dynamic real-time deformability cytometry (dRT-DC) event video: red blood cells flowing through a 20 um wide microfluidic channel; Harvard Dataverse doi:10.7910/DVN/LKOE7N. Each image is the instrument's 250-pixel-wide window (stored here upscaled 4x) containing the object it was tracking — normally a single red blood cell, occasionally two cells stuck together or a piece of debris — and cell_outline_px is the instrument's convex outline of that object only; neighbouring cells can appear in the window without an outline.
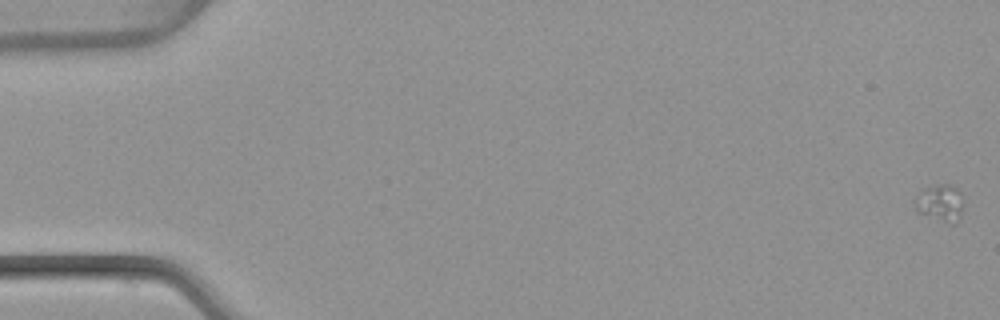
{"species": "common noctule bat (a hibernating species)", "species_latin": "Nyctalus noctula", "temperature_condition": "warm", "stored_images_in_passage": 14, "camera_frame_rate_fps": 3000, "um_per_image_px": 0.085, "animal": {"sex": "female", "body_mass_g": 22.7, "forearm_length_mm": 54.2}, "frame": {"image": 1, "passage_image": 1, "time_ms": 0.0, "image_size_px": [1000, 320], "cell_outline_px": [[964, 204], [960, 216], [956, 224], [948, 224], [920, 212], [916, 208], [916, 196], [924, 188], [936, 184], [948, 184], [956, 188], [960, 192]], "centroid_in_image_um": [79.97, 17.25], "position_along_channel_um": 5.0, "area_um2": 10.4}}